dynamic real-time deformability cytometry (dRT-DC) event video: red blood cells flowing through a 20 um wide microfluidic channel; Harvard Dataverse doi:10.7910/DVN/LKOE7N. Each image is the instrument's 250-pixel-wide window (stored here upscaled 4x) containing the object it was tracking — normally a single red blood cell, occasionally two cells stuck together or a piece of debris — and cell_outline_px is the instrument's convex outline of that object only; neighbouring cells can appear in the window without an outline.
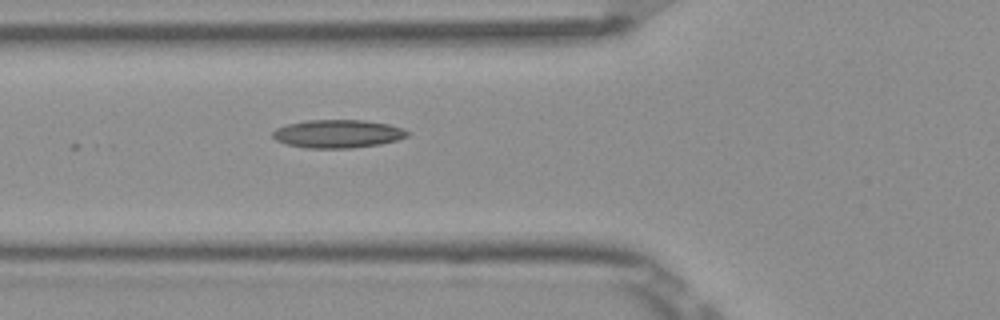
{"species": "Egyptian fruit bat (a non-hibernating species)", "species_latin": "Rousettus aegyptiacus", "temperature_condition": "room temperature", "stored_images_in_passage": 5, "camera_frame_rate_fps": 3000, "um_per_image_px": 0.085, "frame": {"image": 1, "passage_image": 5, "time_ms": 1.333, "image_size_px": [1000, 320], "cell_outline_px": [[412, 132], [408, 136], [396, 140], [380, 144], [352, 148], [304, 148], [284, 144], [276, 140], [272, 136], [272, 132], [276, 128], [288, 124], [308, 120], [364, 120], [388, 124], [404, 128]], "centroid_in_image_um": [28.72, 11.37], "position_along_channel_um": 97.1, "area_um2": 22.31}}